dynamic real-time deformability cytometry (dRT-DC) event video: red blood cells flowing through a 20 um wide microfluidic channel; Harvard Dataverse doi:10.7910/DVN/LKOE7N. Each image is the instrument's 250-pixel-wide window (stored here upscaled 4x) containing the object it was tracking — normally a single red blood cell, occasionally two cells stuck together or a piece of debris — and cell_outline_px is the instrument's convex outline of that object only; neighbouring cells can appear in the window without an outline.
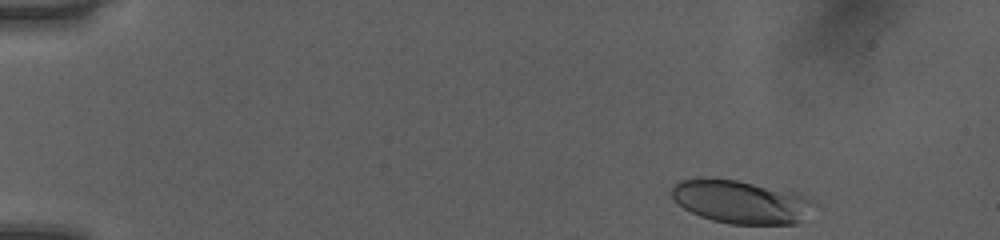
{"species": "human", "species_latin": "Homo sapiens", "temperature_condition": "room temperature", "stored_images_in_passage": 46, "camera_frame_rate_fps": 3000, "um_per_image_px": 0.085, "donor": {"sex": "female"}, "frame": {"image": 1, "passage_image": 1, "time_ms": 0.0, "image_size_px": [1000, 240], "cell_outline_px": [[816, 204], [796, 224], [732, 224], [712, 220], [700, 216], [684, 208], [672, 196], [672, 184], [680, 180], [696, 176], [700, 176], [736, 180], [796, 192], [808, 196], [816, 200]], "centroid_in_image_um": [62.96, 17.12], "position_along_channel_um": 22.0, "area_um2": 36.13}}
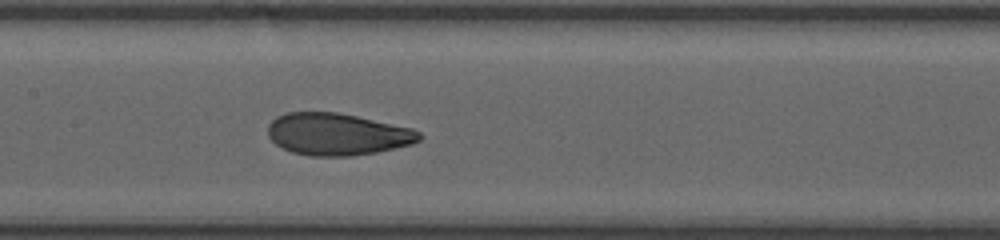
{"frame": {"image": 2, "passage_image": 21, "time_ms": 6.667, "image_size_px": [1000, 240], "cell_outline_px": [[424, 136], [420, 140], [412, 144], [376, 152], [352, 156], [308, 156], [292, 152], [276, 144], [268, 136], [268, 124], [276, 116], [288, 112], [336, 112], [356, 116], [412, 128], [420, 132]], "centroid_in_image_um": [28.67, 11.41], "position_along_channel_um": 178.7, "area_um2": 37.11}}
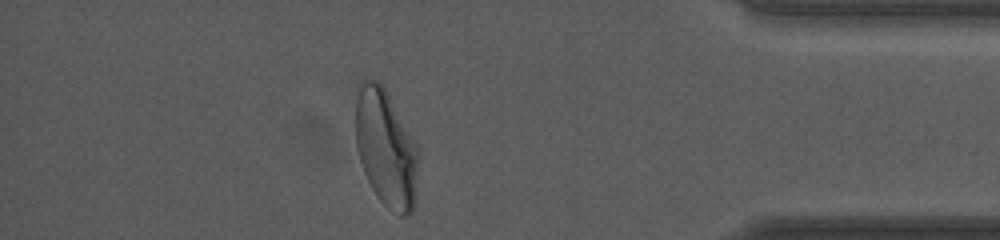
{"frame": {"image": 3, "passage_image": 40, "time_ms": 13.0, "image_size_px": [1000, 240], "cell_outline_px": [[420, 152], [416, 204], [412, 212], [404, 216], [400, 216], [388, 208], [380, 200], [372, 188], [364, 172], [356, 148], [356, 84], [364, 76], [380, 80], [416, 144]], "centroid_in_image_um": [32.81, 12.57], "position_along_channel_um": 402.4, "area_um2": 43.75}, "authors_computed_cell_mechanics": {"area_um2": 37.1943, "velocity_mm_per_s": 4.0323, "shape_relaxation_time_tau1_ms": 3.9417, "shape_relaxation_time_tau2_ms": 1.0376, "deformation_change_tau1": 0.1783, "deformation_change_tau2": 0.0732}}